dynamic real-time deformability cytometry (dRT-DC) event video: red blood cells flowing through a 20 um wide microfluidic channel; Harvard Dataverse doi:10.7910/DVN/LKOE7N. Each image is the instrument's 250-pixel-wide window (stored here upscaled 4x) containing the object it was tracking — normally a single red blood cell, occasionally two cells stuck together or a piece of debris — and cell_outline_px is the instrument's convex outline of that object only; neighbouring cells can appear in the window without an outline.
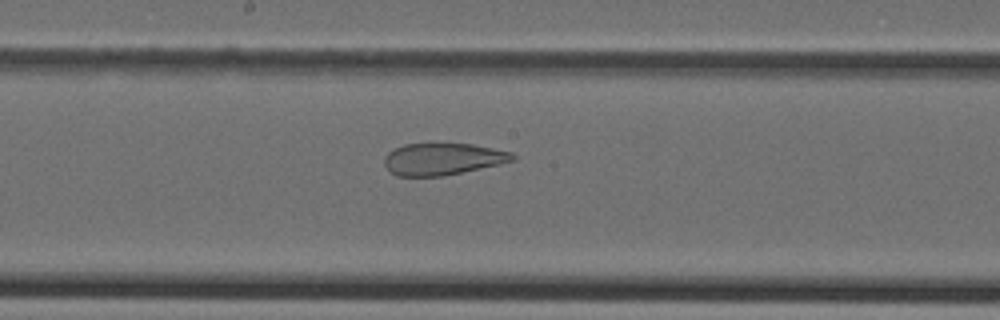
{"species": "Egyptian fruit bat (a non-hibernating species)", "species_latin": "Rousettus aegyptiacus", "temperature_condition": "cold", "stored_images_in_passage": 35, "segment_of_instrument_passage": [1, 2], "camera_frame_rate_fps": 3000, "um_per_image_px": 0.085, "animal": {"sex": "female"}, "frame": {"image": 1, "passage_image": 13, "time_ms": 4.0, "image_size_px": [1000, 320], "cell_outline_px": [[516, 160], [500, 164], [444, 176], [396, 176], [384, 164], [384, 156], [388, 152], [404, 144], [432, 140], [472, 144], [512, 152], [516, 156]], "centroid_in_image_um": [37.62, 13.47], "position_along_channel_um": 210.6, "area_um2": 24.74}}
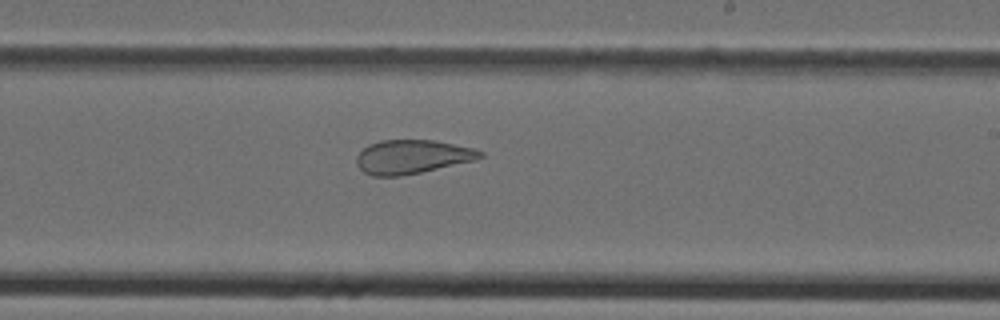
{"frame": {"image": 2, "passage_image": 16, "time_ms": 5.0, "image_size_px": [1000, 320], "cell_outline_px": [[484, 156], [476, 160], [420, 172], [400, 176], [372, 176], [364, 172], [356, 164], [356, 156], [368, 144], [380, 140], [432, 140], [472, 148], [484, 152]], "centroid_in_image_um": [35.01, 13.33], "position_along_channel_um": 254.0, "area_um2": 24.28}}
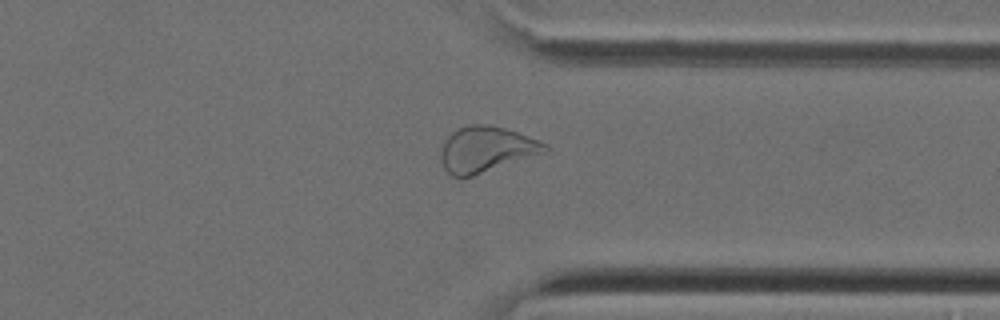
{"frame": {"image": 3, "passage_image": 24, "time_ms": 7.667, "image_size_px": [1000, 320], "cell_outline_px": [[552, 148], [548, 152], [460, 180], [452, 176], [444, 168], [444, 140], [452, 132], [468, 124], [488, 124], [504, 128], [516, 132], [548, 144]], "centroid_in_image_um": [41.39, 12.71], "position_along_channel_um": 370.0, "area_um2": 27.57}}